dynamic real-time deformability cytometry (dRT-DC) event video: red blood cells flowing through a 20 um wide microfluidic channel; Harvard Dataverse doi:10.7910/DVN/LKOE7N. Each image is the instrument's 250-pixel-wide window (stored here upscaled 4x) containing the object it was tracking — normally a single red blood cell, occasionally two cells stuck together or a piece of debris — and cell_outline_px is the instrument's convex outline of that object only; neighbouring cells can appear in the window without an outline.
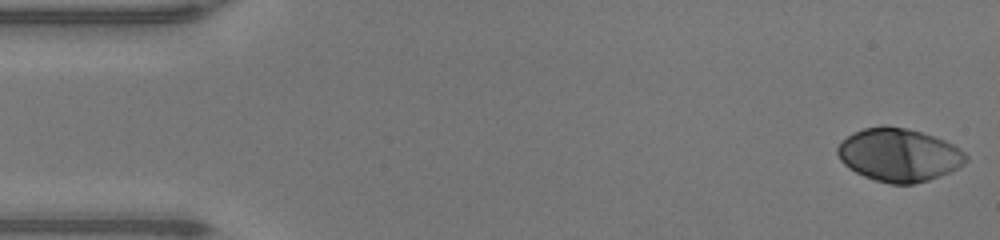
{"species": "human", "species_latin": "Homo sapiens", "temperature_condition": "warm", "stored_images_in_passage": 48, "camera_frame_rate_fps": 3000, "um_per_image_px": 0.085, "donor": {"sex": "male"}, "frame": {"image": 1, "passage_image": 1, "time_ms": 0.0, "image_size_px": [1000, 240], "cell_outline_px": [[968, 160], [964, 164], [940, 176], [928, 180], [912, 184], [892, 184], [876, 180], [864, 176], [848, 168], [840, 160], [836, 152], [836, 148], [848, 136], [864, 128], [904, 128], [920, 132], [944, 140], [960, 148], [968, 156]], "centroid_in_image_um": [76.42, 13.2], "position_along_channel_um": 8.6, "area_um2": 38.96}}
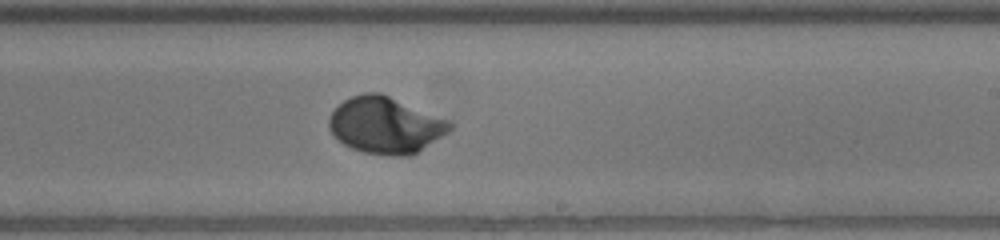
{"frame": {"image": 2, "passage_image": 28, "time_ms": 9.0, "image_size_px": [1000, 240], "cell_outline_px": [[452, 128], [448, 132], [412, 156], [388, 156], [364, 152], [352, 148], [344, 144], [328, 128], [328, 120], [332, 112], [344, 100], [352, 96], [364, 92], [380, 92], [452, 120]], "centroid_in_image_um": [32.8, 10.63], "position_along_channel_um": 256.2, "area_um2": 40.0}}
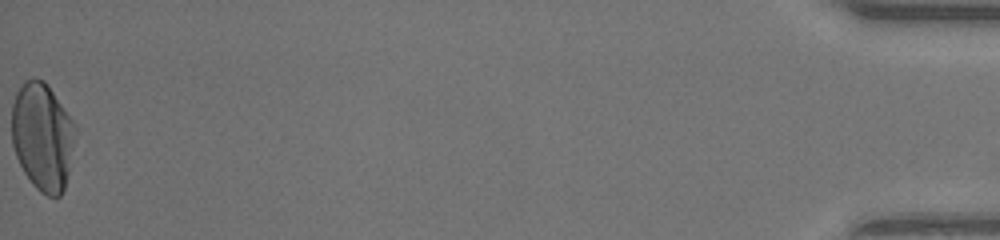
{"frame": {"image": 3, "passage_image": 48, "time_ms": 15.667, "image_size_px": [1000, 240], "cell_outline_px": [[76, 128], [68, 172], [64, 188], [60, 196], [48, 196], [40, 192], [32, 184], [24, 172], [16, 156], [12, 144], [12, 104], [16, 92], [32, 76], [44, 80], [48, 84], [76, 124]], "centroid_in_image_um": [3.61, 11.58], "position_along_channel_um": 431.6, "area_um2": 39.88}, "authors_computed_cell_mechanics": {"area_um2": 38.7549, "velocity_mm_per_s": 4.3097, "shape_relaxation_time_tau1_ms": 2.3416, "shape_relaxation_time_tau2_ms": null, "deformation_change_tau1": 0.1604, "deformation_change_tau2": null}}